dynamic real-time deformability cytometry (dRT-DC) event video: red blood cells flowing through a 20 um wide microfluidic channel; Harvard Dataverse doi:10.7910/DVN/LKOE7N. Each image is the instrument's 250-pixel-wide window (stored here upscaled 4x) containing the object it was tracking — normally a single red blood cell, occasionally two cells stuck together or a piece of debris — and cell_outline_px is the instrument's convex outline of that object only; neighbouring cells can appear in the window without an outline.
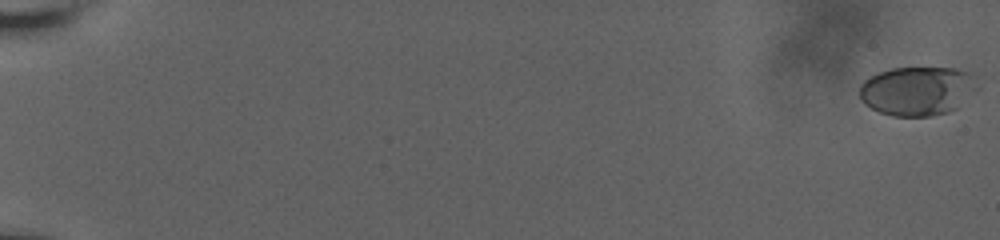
{"species": "human", "species_latin": "Homo sapiens", "temperature_condition": "room temperature", "stored_images_in_passage": 32, "camera_frame_rate_fps": 3000, "um_per_image_px": 0.085, "donor": {"sex": "male"}, "frame": {"image": 1, "passage_image": 1, "time_ms": 0.0, "image_size_px": [1000, 240], "cell_outline_px": [[980, 88], [956, 108], [948, 112], [928, 116], [892, 116], [880, 112], [864, 104], [860, 100], [860, 84], [864, 80], [880, 72], [892, 68], [956, 68], [968, 72], [976, 76]], "centroid_in_image_um": [78.02, 7.72], "position_along_channel_um": 7.0, "area_um2": 33.93}}